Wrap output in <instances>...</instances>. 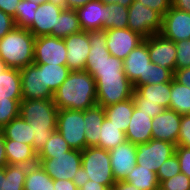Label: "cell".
Returning a JSON list of instances; mask_svg holds the SVG:
<instances>
[{
	"instance_id": "16",
	"label": "cell",
	"mask_w": 190,
	"mask_h": 190,
	"mask_svg": "<svg viewBox=\"0 0 190 190\" xmlns=\"http://www.w3.org/2000/svg\"><path fill=\"white\" fill-rule=\"evenodd\" d=\"M135 144L126 140L114 149L110 150V164L115 181H123L136 165Z\"/></svg>"
},
{
	"instance_id": "61",
	"label": "cell",
	"mask_w": 190,
	"mask_h": 190,
	"mask_svg": "<svg viewBox=\"0 0 190 190\" xmlns=\"http://www.w3.org/2000/svg\"><path fill=\"white\" fill-rule=\"evenodd\" d=\"M7 65L0 59V69H6Z\"/></svg>"
},
{
	"instance_id": "26",
	"label": "cell",
	"mask_w": 190,
	"mask_h": 190,
	"mask_svg": "<svg viewBox=\"0 0 190 190\" xmlns=\"http://www.w3.org/2000/svg\"><path fill=\"white\" fill-rule=\"evenodd\" d=\"M0 97L23 99L20 69H0Z\"/></svg>"
},
{
	"instance_id": "1",
	"label": "cell",
	"mask_w": 190,
	"mask_h": 190,
	"mask_svg": "<svg viewBox=\"0 0 190 190\" xmlns=\"http://www.w3.org/2000/svg\"><path fill=\"white\" fill-rule=\"evenodd\" d=\"M56 107L84 111L97 104L95 79L85 70L70 71L62 85L53 94Z\"/></svg>"
},
{
	"instance_id": "40",
	"label": "cell",
	"mask_w": 190,
	"mask_h": 190,
	"mask_svg": "<svg viewBox=\"0 0 190 190\" xmlns=\"http://www.w3.org/2000/svg\"><path fill=\"white\" fill-rule=\"evenodd\" d=\"M174 72L170 69L162 68L160 65L150 62L146 71L145 84H160L171 82Z\"/></svg>"
},
{
	"instance_id": "5",
	"label": "cell",
	"mask_w": 190,
	"mask_h": 190,
	"mask_svg": "<svg viewBox=\"0 0 190 190\" xmlns=\"http://www.w3.org/2000/svg\"><path fill=\"white\" fill-rule=\"evenodd\" d=\"M97 90V105L103 108L126 101L133 96L134 86L126 75L92 76Z\"/></svg>"
},
{
	"instance_id": "11",
	"label": "cell",
	"mask_w": 190,
	"mask_h": 190,
	"mask_svg": "<svg viewBox=\"0 0 190 190\" xmlns=\"http://www.w3.org/2000/svg\"><path fill=\"white\" fill-rule=\"evenodd\" d=\"M64 39L51 35L35 37L34 64L66 65Z\"/></svg>"
},
{
	"instance_id": "42",
	"label": "cell",
	"mask_w": 190,
	"mask_h": 190,
	"mask_svg": "<svg viewBox=\"0 0 190 190\" xmlns=\"http://www.w3.org/2000/svg\"><path fill=\"white\" fill-rule=\"evenodd\" d=\"M176 62L175 69L190 67V39L175 42Z\"/></svg>"
},
{
	"instance_id": "6",
	"label": "cell",
	"mask_w": 190,
	"mask_h": 190,
	"mask_svg": "<svg viewBox=\"0 0 190 190\" xmlns=\"http://www.w3.org/2000/svg\"><path fill=\"white\" fill-rule=\"evenodd\" d=\"M82 168L87 172L89 180L104 185L111 190L115 184L109 151L99 147H86L82 151Z\"/></svg>"
},
{
	"instance_id": "13",
	"label": "cell",
	"mask_w": 190,
	"mask_h": 190,
	"mask_svg": "<svg viewBox=\"0 0 190 190\" xmlns=\"http://www.w3.org/2000/svg\"><path fill=\"white\" fill-rule=\"evenodd\" d=\"M104 31L107 35L106 46L109 53L121 60H124L145 39L129 28L107 29Z\"/></svg>"
},
{
	"instance_id": "8",
	"label": "cell",
	"mask_w": 190,
	"mask_h": 190,
	"mask_svg": "<svg viewBox=\"0 0 190 190\" xmlns=\"http://www.w3.org/2000/svg\"><path fill=\"white\" fill-rule=\"evenodd\" d=\"M82 151L71 149L53 158H38V163L53 180H71L82 166Z\"/></svg>"
},
{
	"instance_id": "50",
	"label": "cell",
	"mask_w": 190,
	"mask_h": 190,
	"mask_svg": "<svg viewBox=\"0 0 190 190\" xmlns=\"http://www.w3.org/2000/svg\"><path fill=\"white\" fill-rule=\"evenodd\" d=\"M21 0H0V10L15 18L16 8Z\"/></svg>"
},
{
	"instance_id": "41",
	"label": "cell",
	"mask_w": 190,
	"mask_h": 190,
	"mask_svg": "<svg viewBox=\"0 0 190 190\" xmlns=\"http://www.w3.org/2000/svg\"><path fill=\"white\" fill-rule=\"evenodd\" d=\"M180 172L181 170L178 157L176 154H173L170 158L164 161L156 173L159 184L164 180L172 178Z\"/></svg>"
},
{
	"instance_id": "22",
	"label": "cell",
	"mask_w": 190,
	"mask_h": 190,
	"mask_svg": "<svg viewBox=\"0 0 190 190\" xmlns=\"http://www.w3.org/2000/svg\"><path fill=\"white\" fill-rule=\"evenodd\" d=\"M152 117L134 107L126 134V139L137 145L152 139Z\"/></svg>"
},
{
	"instance_id": "43",
	"label": "cell",
	"mask_w": 190,
	"mask_h": 190,
	"mask_svg": "<svg viewBox=\"0 0 190 190\" xmlns=\"http://www.w3.org/2000/svg\"><path fill=\"white\" fill-rule=\"evenodd\" d=\"M161 190H190V178L182 172L162 181L159 184Z\"/></svg>"
},
{
	"instance_id": "36",
	"label": "cell",
	"mask_w": 190,
	"mask_h": 190,
	"mask_svg": "<svg viewBox=\"0 0 190 190\" xmlns=\"http://www.w3.org/2000/svg\"><path fill=\"white\" fill-rule=\"evenodd\" d=\"M28 168L24 164H8L5 167V190H24Z\"/></svg>"
},
{
	"instance_id": "31",
	"label": "cell",
	"mask_w": 190,
	"mask_h": 190,
	"mask_svg": "<svg viewBox=\"0 0 190 190\" xmlns=\"http://www.w3.org/2000/svg\"><path fill=\"white\" fill-rule=\"evenodd\" d=\"M24 190H54V180L37 163L27 170Z\"/></svg>"
},
{
	"instance_id": "32",
	"label": "cell",
	"mask_w": 190,
	"mask_h": 190,
	"mask_svg": "<svg viewBox=\"0 0 190 190\" xmlns=\"http://www.w3.org/2000/svg\"><path fill=\"white\" fill-rule=\"evenodd\" d=\"M126 140V134L105 117L100 130L99 148L110 151Z\"/></svg>"
},
{
	"instance_id": "38",
	"label": "cell",
	"mask_w": 190,
	"mask_h": 190,
	"mask_svg": "<svg viewBox=\"0 0 190 190\" xmlns=\"http://www.w3.org/2000/svg\"><path fill=\"white\" fill-rule=\"evenodd\" d=\"M40 4L34 1L21 0L16 8V27L28 28L34 21V14Z\"/></svg>"
},
{
	"instance_id": "35",
	"label": "cell",
	"mask_w": 190,
	"mask_h": 190,
	"mask_svg": "<svg viewBox=\"0 0 190 190\" xmlns=\"http://www.w3.org/2000/svg\"><path fill=\"white\" fill-rule=\"evenodd\" d=\"M106 22L103 24V30L124 29L128 26V7L120 4L106 5Z\"/></svg>"
},
{
	"instance_id": "52",
	"label": "cell",
	"mask_w": 190,
	"mask_h": 190,
	"mask_svg": "<svg viewBox=\"0 0 190 190\" xmlns=\"http://www.w3.org/2000/svg\"><path fill=\"white\" fill-rule=\"evenodd\" d=\"M54 190H79L71 180H54Z\"/></svg>"
},
{
	"instance_id": "27",
	"label": "cell",
	"mask_w": 190,
	"mask_h": 190,
	"mask_svg": "<svg viewBox=\"0 0 190 190\" xmlns=\"http://www.w3.org/2000/svg\"><path fill=\"white\" fill-rule=\"evenodd\" d=\"M135 103L133 98L104 108L105 117L112 121L124 133L127 131Z\"/></svg>"
},
{
	"instance_id": "53",
	"label": "cell",
	"mask_w": 190,
	"mask_h": 190,
	"mask_svg": "<svg viewBox=\"0 0 190 190\" xmlns=\"http://www.w3.org/2000/svg\"><path fill=\"white\" fill-rule=\"evenodd\" d=\"M8 165L6 151H5V139L0 129V168H5Z\"/></svg>"
},
{
	"instance_id": "12",
	"label": "cell",
	"mask_w": 190,
	"mask_h": 190,
	"mask_svg": "<svg viewBox=\"0 0 190 190\" xmlns=\"http://www.w3.org/2000/svg\"><path fill=\"white\" fill-rule=\"evenodd\" d=\"M151 62L148 53V38L135 47L123 60V69L126 77L133 84L134 89L137 86L145 84L146 71Z\"/></svg>"
},
{
	"instance_id": "56",
	"label": "cell",
	"mask_w": 190,
	"mask_h": 190,
	"mask_svg": "<svg viewBox=\"0 0 190 190\" xmlns=\"http://www.w3.org/2000/svg\"><path fill=\"white\" fill-rule=\"evenodd\" d=\"M92 0H66L65 9L76 10Z\"/></svg>"
},
{
	"instance_id": "29",
	"label": "cell",
	"mask_w": 190,
	"mask_h": 190,
	"mask_svg": "<svg viewBox=\"0 0 190 190\" xmlns=\"http://www.w3.org/2000/svg\"><path fill=\"white\" fill-rule=\"evenodd\" d=\"M41 69V79L44 87L52 94L62 85L70 73L67 65L36 64Z\"/></svg>"
},
{
	"instance_id": "60",
	"label": "cell",
	"mask_w": 190,
	"mask_h": 190,
	"mask_svg": "<svg viewBox=\"0 0 190 190\" xmlns=\"http://www.w3.org/2000/svg\"><path fill=\"white\" fill-rule=\"evenodd\" d=\"M46 1L54 3L55 5L65 8L66 0H46Z\"/></svg>"
},
{
	"instance_id": "51",
	"label": "cell",
	"mask_w": 190,
	"mask_h": 190,
	"mask_svg": "<svg viewBox=\"0 0 190 190\" xmlns=\"http://www.w3.org/2000/svg\"><path fill=\"white\" fill-rule=\"evenodd\" d=\"M89 181L87 172L82 168V166L77 170L73 177V183L80 188Z\"/></svg>"
},
{
	"instance_id": "34",
	"label": "cell",
	"mask_w": 190,
	"mask_h": 190,
	"mask_svg": "<svg viewBox=\"0 0 190 190\" xmlns=\"http://www.w3.org/2000/svg\"><path fill=\"white\" fill-rule=\"evenodd\" d=\"M169 109L176 111L178 114H190V88L179 84L174 79L171 81Z\"/></svg>"
},
{
	"instance_id": "23",
	"label": "cell",
	"mask_w": 190,
	"mask_h": 190,
	"mask_svg": "<svg viewBox=\"0 0 190 190\" xmlns=\"http://www.w3.org/2000/svg\"><path fill=\"white\" fill-rule=\"evenodd\" d=\"M171 82L144 84L137 86L133 92L134 102L158 103L165 109L170 106Z\"/></svg>"
},
{
	"instance_id": "33",
	"label": "cell",
	"mask_w": 190,
	"mask_h": 190,
	"mask_svg": "<svg viewBox=\"0 0 190 190\" xmlns=\"http://www.w3.org/2000/svg\"><path fill=\"white\" fill-rule=\"evenodd\" d=\"M124 181H127L140 190H158L159 182L157 174L143 166L135 165Z\"/></svg>"
},
{
	"instance_id": "59",
	"label": "cell",
	"mask_w": 190,
	"mask_h": 190,
	"mask_svg": "<svg viewBox=\"0 0 190 190\" xmlns=\"http://www.w3.org/2000/svg\"><path fill=\"white\" fill-rule=\"evenodd\" d=\"M5 168H0V190H5Z\"/></svg>"
},
{
	"instance_id": "20",
	"label": "cell",
	"mask_w": 190,
	"mask_h": 190,
	"mask_svg": "<svg viewBox=\"0 0 190 190\" xmlns=\"http://www.w3.org/2000/svg\"><path fill=\"white\" fill-rule=\"evenodd\" d=\"M64 9L48 1L41 3L35 11L33 23L27 29L35 37L50 35Z\"/></svg>"
},
{
	"instance_id": "19",
	"label": "cell",
	"mask_w": 190,
	"mask_h": 190,
	"mask_svg": "<svg viewBox=\"0 0 190 190\" xmlns=\"http://www.w3.org/2000/svg\"><path fill=\"white\" fill-rule=\"evenodd\" d=\"M23 99H50L53 94L43 86L41 69L34 63L20 69Z\"/></svg>"
},
{
	"instance_id": "3",
	"label": "cell",
	"mask_w": 190,
	"mask_h": 190,
	"mask_svg": "<svg viewBox=\"0 0 190 190\" xmlns=\"http://www.w3.org/2000/svg\"><path fill=\"white\" fill-rule=\"evenodd\" d=\"M34 43L28 29L15 27L0 39V59L9 68H25L34 62Z\"/></svg>"
},
{
	"instance_id": "9",
	"label": "cell",
	"mask_w": 190,
	"mask_h": 190,
	"mask_svg": "<svg viewBox=\"0 0 190 190\" xmlns=\"http://www.w3.org/2000/svg\"><path fill=\"white\" fill-rule=\"evenodd\" d=\"M162 26V16L144 6L137 0H134L128 7V26L131 31L148 38L159 33Z\"/></svg>"
},
{
	"instance_id": "55",
	"label": "cell",
	"mask_w": 190,
	"mask_h": 190,
	"mask_svg": "<svg viewBox=\"0 0 190 190\" xmlns=\"http://www.w3.org/2000/svg\"><path fill=\"white\" fill-rule=\"evenodd\" d=\"M111 190H140V189L135 187V185L123 180V181H116L115 184L112 186Z\"/></svg>"
},
{
	"instance_id": "14",
	"label": "cell",
	"mask_w": 190,
	"mask_h": 190,
	"mask_svg": "<svg viewBox=\"0 0 190 190\" xmlns=\"http://www.w3.org/2000/svg\"><path fill=\"white\" fill-rule=\"evenodd\" d=\"M159 33L174 42L190 39V13L171 6L162 17Z\"/></svg>"
},
{
	"instance_id": "54",
	"label": "cell",
	"mask_w": 190,
	"mask_h": 190,
	"mask_svg": "<svg viewBox=\"0 0 190 190\" xmlns=\"http://www.w3.org/2000/svg\"><path fill=\"white\" fill-rule=\"evenodd\" d=\"M171 6L180 11L190 13V0H171Z\"/></svg>"
},
{
	"instance_id": "58",
	"label": "cell",
	"mask_w": 190,
	"mask_h": 190,
	"mask_svg": "<svg viewBox=\"0 0 190 190\" xmlns=\"http://www.w3.org/2000/svg\"><path fill=\"white\" fill-rule=\"evenodd\" d=\"M102 1L105 5L109 4H120L125 7H129L134 0H100Z\"/></svg>"
},
{
	"instance_id": "24",
	"label": "cell",
	"mask_w": 190,
	"mask_h": 190,
	"mask_svg": "<svg viewBox=\"0 0 190 190\" xmlns=\"http://www.w3.org/2000/svg\"><path fill=\"white\" fill-rule=\"evenodd\" d=\"M5 151L8 164L32 166L38 163V153L29 144L5 139Z\"/></svg>"
},
{
	"instance_id": "48",
	"label": "cell",
	"mask_w": 190,
	"mask_h": 190,
	"mask_svg": "<svg viewBox=\"0 0 190 190\" xmlns=\"http://www.w3.org/2000/svg\"><path fill=\"white\" fill-rule=\"evenodd\" d=\"M15 27L14 18L0 10V39Z\"/></svg>"
},
{
	"instance_id": "47",
	"label": "cell",
	"mask_w": 190,
	"mask_h": 190,
	"mask_svg": "<svg viewBox=\"0 0 190 190\" xmlns=\"http://www.w3.org/2000/svg\"><path fill=\"white\" fill-rule=\"evenodd\" d=\"M134 103L139 110H141L145 114L150 115V117L152 118L160 114L165 109L158 103H152V102H134Z\"/></svg>"
},
{
	"instance_id": "39",
	"label": "cell",
	"mask_w": 190,
	"mask_h": 190,
	"mask_svg": "<svg viewBox=\"0 0 190 190\" xmlns=\"http://www.w3.org/2000/svg\"><path fill=\"white\" fill-rule=\"evenodd\" d=\"M22 100L23 99H8V97H0V129L12 119L19 116L20 102Z\"/></svg>"
},
{
	"instance_id": "4",
	"label": "cell",
	"mask_w": 190,
	"mask_h": 190,
	"mask_svg": "<svg viewBox=\"0 0 190 190\" xmlns=\"http://www.w3.org/2000/svg\"><path fill=\"white\" fill-rule=\"evenodd\" d=\"M90 51L85 71L91 76L125 75L123 60L111 55L106 46L107 35L104 30L89 31Z\"/></svg>"
},
{
	"instance_id": "44",
	"label": "cell",
	"mask_w": 190,
	"mask_h": 190,
	"mask_svg": "<svg viewBox=\"0 0 190 190\" xmlns=\"http://www.w3.org/2000/svg\"><path fill=\"white\" fill-rule=\"evenodd\" d=\"M176 146L190 148V114L182 115Z\"/></svg>"
},
{
	"instance_id": "28",
	"label": "cell",
	"mask_w": 190,
	"mask_h": 190,
	"mask_svg": "<svg viewBox=\"0 0 190 190\" xmlns=\"http://www.w3.org/2000/svg\"><path fill=\"white\" fill-rule=\"evenodd\" d=\"M1 130L4 135V139L15 140L31 146L33 144L34 136L32 127L29 122L23 119L20 115L12 119Z\"/></svg>"
},
{
	"instance_id": "21",
	"label": "cell",
	"mask_w": 190,
	"mask_h": 190,
	"mask_svg": "<svg viewBox=\"0 0 190 190\" xmlns=\"http://www.w3.org/2000/svg\"><path fill=\"white\" fill-rule=\"evenodd\" d=\"M82 31H101L106 22V5L100 0H92L75 10Z\"/></svg>"
},
{
	"instance_id": "49",
	"label": "cell",
	"mask_w": 190,
	"mask_h": 190,
	"mask_svg": "<svg viewBox=\"0 0 190 190\" xmlns=\"http://www.w3.org/2000/svg\"><path fill=\"white\" fill-rule=\"evenodd\" d=\"M173 79L179 84L190 88V67L175 69Z\"/></svg>"
},
{
	"instance_id": "7",
	"label": "cell",
	"mask_w": 190,
	"mask_h": 190,
	"mask_svg": "<svg viewBox=\"0 0 190 190\" xmlns=\"http://www.w3.org/2000/svg\"><path fill=\"white\" fill-rule=\"evenodd\" d=\"M84 111L61 109L57 114V130L72 149L86 148Z\"/></svg>"
},
{
	"instance_id": "10",
	"label": "cell",
	"mask_w": 190,
	"mask_h": 190,
	"mask_svg": "<svg viewBox=\"0 0 190 190\" xmlns=\"http://www.w3.org/2000/svg\"><path fill=\"white\" fill-rule=\"evenodd\" d=\"M136 164L157 173L160 166L175 154L176 145L168 141L150 139L136 145Z\"/></svg>"
},
{
	"instance_id": "25",
	"label": "cell",
	"mask_w": 190,
	"mask_h": 190,
	"mask_svg": "<svg viewBox=\"0 0 190 190\" xmlns=\"http://www.w3.org/2000/svg\"><path fill=\"white\" fill-rule=\"evenodd\" d=\"M105 118L102 106L95 105L84 110L86 147H99L100 130Z\"/></svg>"
},
{
	"instance_id": "15",
	"label": "cell",
	"mask_w": 190,
	"mask_h": 190,
	"mask_svg": "<svg viewBox=\"0 0 190 190\" xmlns=\"http://www.w3.org/2000/svg\"><path fill=\"white\" fill-rule=\"evenodd\" d=\"M67 51L66 65L70 71L85 70L90 51L89 31H81L64 38Z\"/></svg>"
},
{
	"instance_id": "2",
	"label": "cell",
	"mask_w": 190,
	"mask_h": 190,
	"mask_svg": "<svg viewBox=\"0 0 190 190\" xmlns=\"http://www.w3.org/2000/svg\"><path fill=\"white\" fill-rule=\"evenodd\" d=\"M58 108L50 99H23L19 115L29 122L33 132V148L38 153L57 130Z\"/></svg>"
},
{
	"instance_id": "30",
	"label": "cell",
	"mask_w": 190,
	"mask_h": 190,
	"mask_svg": "<svg viewBox=\"0 0 190 190\" xmlns=\"http://www.w3.org/2000/svg\"><path fill=\"white\" fill-rule=\"evenodd\" d=\"M81 31L77 12L72 9H64L58 16L56 28H53L50 35L64 39Z\"/></svg>"
},
{
	"instance_id": "62",
	"label": "cell",
	"mask_w": 190,
	"mask_h": 190,
	"mask_svg": "<svg viewBox=\"0 0 190 190\" xmlns=\"http://www.w3.org/2000/svg\"><path fill=\"white\" fill-rule=\"evenodd\" d=\"M28 1H34L38 4H41V3L45 2L46 0H28Z\"/></svg>"
},
{
	"instance_id": "17",
	"label": "cell",
	"mask_w": 190,
	"mask_h": 190,
	"mask_svg": "<svg viewBox=\"0 0 190 190\" xmlns=\"http://www.w3.org/2000/svg\"><path fill=\"white\" fill-rule=\"evenodd\" d=\"M182 116L171 109H164L152 119V139L177 145Z\"/></svg>"
},
{
	"instance_id": "18",
	"label": "cell",
	"mask_w": 190,
	"mask_h": 190,
	"mask_svg": "<svg viewBox=\"0 0 190 190\" xmlns=\"http://www.w3.org/2000/svg\"><path fill=\"white\" fill-rule=\"evenodd\" d=\"M148 53L151 62L175 71L176 45L174 41L156 33L148 37Z\"/></svg>"
},
{
	"instance_id": "45",
	"label": "cell",
	"mask_w": 190,
	"mask_h": 190,
	"mask_svg": "<svg viewBox=\"0 0 190 190\" xmlns=\"http://www.w3.org/2000/svg\"><path fill=\"white\" fill-rule=\"evenodd\" d=\"M175 154L178 157L181 172L190 178V148L176 146Z\"/></svg>"
},
{
	"instance_id": "46",
	"label": "cell",
	"mask_w": 190,
	"mask_h": 190,
	"mask_svg": "<svg viewBox=\"0 0 190 190\" xmlns=\"http://www.w3.org/2000/svg\"><path fill=\"white\" fill-rule=\"evenodd\" d=\"M144 6L158 12L162 17L170 9L171 0H137Z\"/></svg>"
},
{
	"instance_id": "37",
	"label": "cell",
	"mask_w": 190,
	"mask_h": 190,
	"mask_svg": "<svg viewBox=\"0 0 190 190\" xmlns=\"http://www.w3.org/2000/svg\"><path fill=\"white\" fill-rule=\"evenodd\" d=\"M71 149L59 131L55 130L45 146L38 152V158H53V155H60Z\"/></svg>"
},
{
	"instance_id": "57",
	"label": "cell",
	"mask_w": 190,
	"mask_h": 190,
	"mask_svg": "<svg viewBox=\"0 0 190 190\" xmlns=\"http://www.w3.org/2000/svg\"><path fill=\"white\" fill-rule=\"evenodd\" d=\"M79 190H108L104 185L98 182L89 180L85 185L81 186Z\"/></svg>"
}]
</instances>
